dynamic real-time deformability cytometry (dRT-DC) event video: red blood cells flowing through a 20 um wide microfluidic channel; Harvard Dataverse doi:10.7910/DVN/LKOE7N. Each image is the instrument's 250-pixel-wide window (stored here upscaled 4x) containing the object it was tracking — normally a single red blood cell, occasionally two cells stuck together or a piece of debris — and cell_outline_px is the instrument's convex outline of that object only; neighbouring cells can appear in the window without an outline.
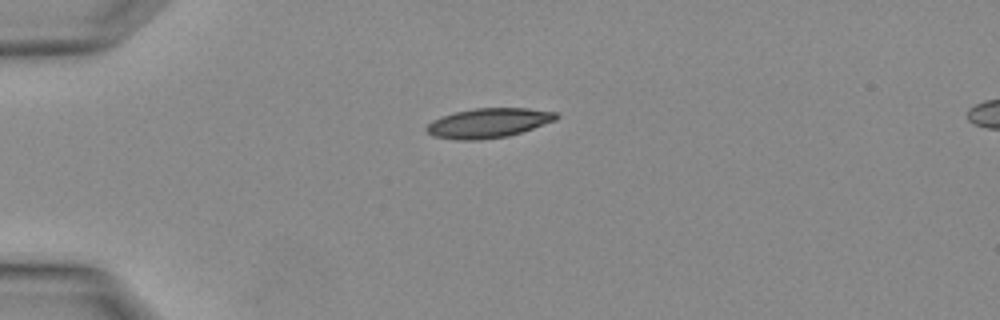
{"species": "Egyptian fruit bat (a non-hibernating species)", "species_latin": "Rousettus aegyptiacus", "temperature_condition": "warm", "stored_images_in_passage": 2, "segment_of_instrument_passage": [1, 2], "camera_frame_rate_fps": 3000, "um_per_image_px": 0.085, "animal": {"sex": "female"}, "frame": {"image": 1, "passage_image": 1, "time_ms": 0.0, "image_size_px": [1000, 320], "cell_outline_px": [[560, 116], [556, 120], [508, 136], [480, 140], [456, 140], [432, 136], [424, 128], [432, 120], [456, 112], [476, 108], [528, 108], [556, 112]], "centroid_in_image_um": [41.51, 10.46], "position_along_channel_um": 43.5, "area_um2": 22.25}}